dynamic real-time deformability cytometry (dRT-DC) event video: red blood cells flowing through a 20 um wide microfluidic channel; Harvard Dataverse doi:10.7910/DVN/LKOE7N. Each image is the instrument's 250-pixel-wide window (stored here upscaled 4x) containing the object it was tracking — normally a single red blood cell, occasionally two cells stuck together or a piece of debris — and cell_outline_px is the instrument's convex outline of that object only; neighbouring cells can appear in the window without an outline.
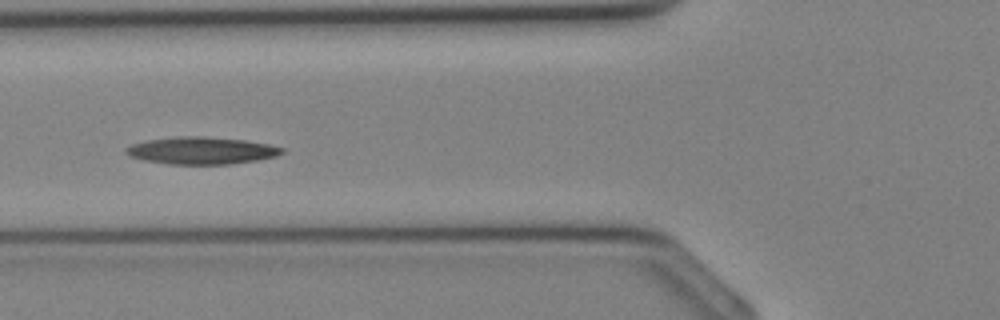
{"species": "Egyptian fruit bat (a non-hibernating species)", "species_latin": "Rousettus aegyptiacus", "temperature_condition": "cold", "stored_images_in_passage": 24, "camera_frame_rate_fps": 3000, "um_per_image_px": 0.085, "animal": {"sex": "female"}, "frame": {"image": 1, "passage_image": 7, "time_ms": 2.0, "image_size_px": [1000, 320], "cell_outline_px": [[284, 152], [276, 156], [260, 160], [232, 164], [168, 164], [144, 160], [128, 156], [124, 152], [124, 148], [132, 144], [144, 140], [176, 136], [204, 136], [244, 140], [268, 144], [284, 148]], "centroid_in_image_um": [17.09, 12.8], "position_along_channel_um": 108.7, "area_um2": 25.03}}
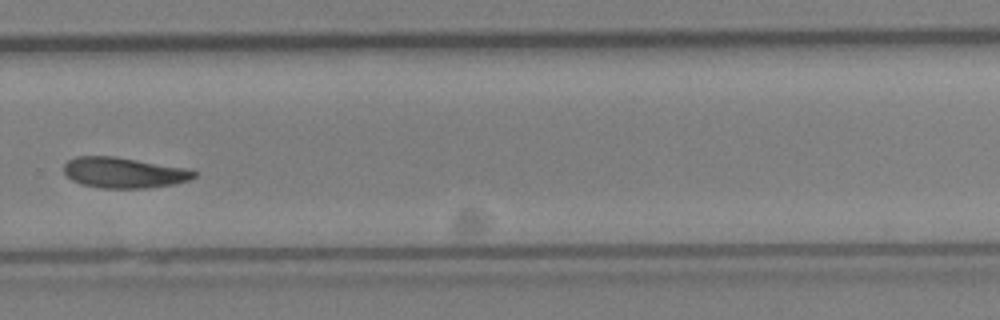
{"frame": {"image": 2, "passage_image": 18, "time_ms": 5.667, "image_size_px": [1000, 320], "cell_outline_px": [[200, 172], [192, 180], [172, 184], [148, 188], [100, 188], [80, 184], [72, 180], [64, 172], [64, 164], [68, 160], [76, 156], [116, 156], [192, 168]], "centroid_in_image_um": [10.61, 14.66], "position_along_channel_um": 319.2, "area_um2": 23.81}}
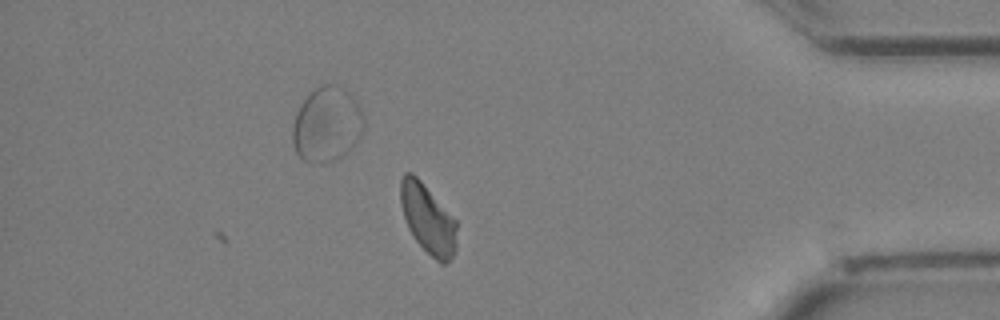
{"frame": {"image": 3, "passage_image": 24, "time_ms": 7.667, "image_size_px": [1000, 320], "cell_outline_px": [[456, 252], [444, 264], [440, 264], [416, 240], [408, 228], [404, 216], [400, 200], [400, 180], [404, 172], [412, 172], [420, 180], [456, 220]], "centroid_in_image_um": [36.36, 18.6], "position_along_channel_um": 398.8, "area_um2": 22.43}}